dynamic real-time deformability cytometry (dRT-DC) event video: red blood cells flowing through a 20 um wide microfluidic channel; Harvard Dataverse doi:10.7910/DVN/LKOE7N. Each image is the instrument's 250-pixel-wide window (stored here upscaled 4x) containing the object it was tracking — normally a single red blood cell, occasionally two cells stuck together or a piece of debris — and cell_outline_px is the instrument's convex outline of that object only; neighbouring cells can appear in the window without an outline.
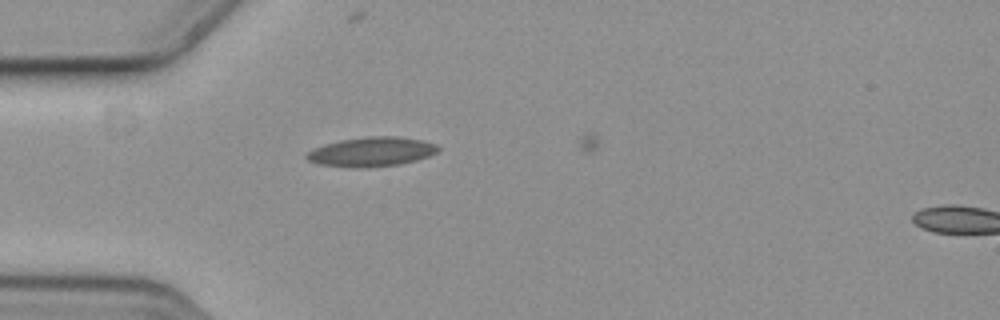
{"species": "common noctule bat (a hibernating species)", "species_latin": "Nyctalus noctula", "temperature_condition": "cold", "stored_images_in_passage": 21, "camera_frame_rate_fps": 3000, "um_per_image_px": 0.085, "animal": {"sex": "female", "body_mass_g": 19.3, "forearm_length_mm": 54.1}, "frame": {"image": 1, "passage_image": 9, "time_ms": 2.667, "image_size_px": [1000, 320], "cell_outline_px": [[440, 148], [436, 152], [428, 156], [416, 160], [400, 164], [356, 168], [320, 164], [308, 160], [304, 156], [312, 148], [324, 144], [340, 140], [368, 136], [396, 136], [424, 140], [436, 144]], "centroid_in_image_um": [31.57, 12.89], "position_along_channel_um": 53.4, "area_um2": 22.48}}
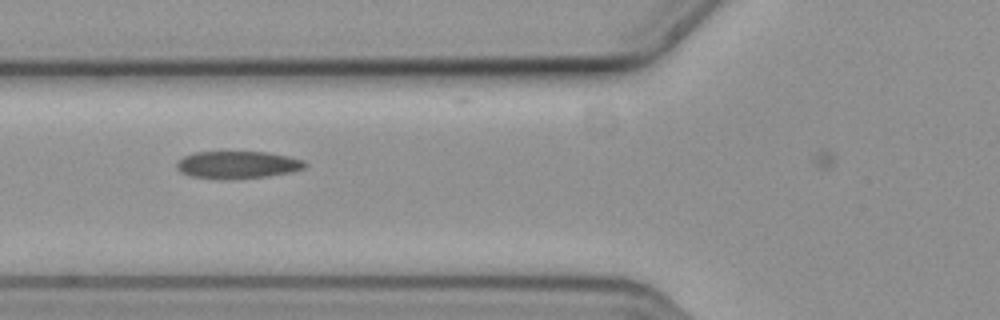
{"frame": {"image": 2, "passage_image": 14, "time_ms": 4.333, "image_size_px": [1000, 320], "cell_outline_px": [[308, 164], [304, 168], [292, 172], [264, 176], [228, 180], [188, 176], [180, 172], [176, 168], [176, 164], [184, 156], [192, 152], [268, 152], [288, 156], [304, 160]], "centroid_in_image_um": [20.17, 14.01], "position_along_channel_um": 105.6, "area_um2": 20.63}}
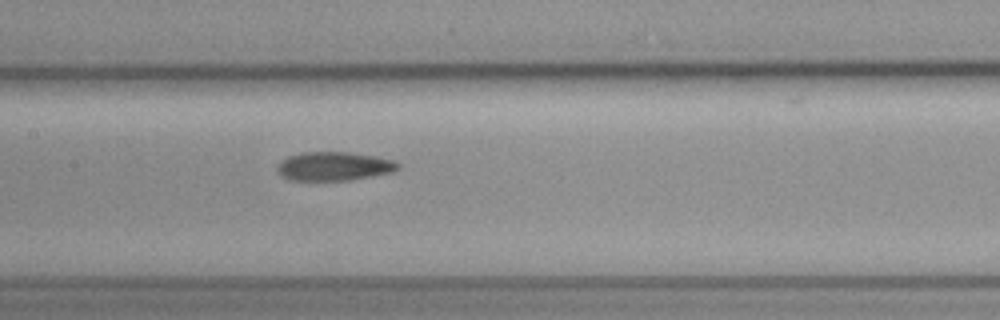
{"frame": {"image": 3, "passage_image": 20, "time_ms": 6.333, "image_size_px": [1000, 320], "cell_outline_px": [[400, 168], [392, 172], [348, 180], [288, 180], [280, 176], [276, 168], [280, 160], [288, 156], [300, 152], [348, 152], [376, 156], [396, 160], [400, 164]], "centroid_in_image_um": [28.37, 14.12], "position_along_channel_um": 179.0, "area_um2": 20.46}}